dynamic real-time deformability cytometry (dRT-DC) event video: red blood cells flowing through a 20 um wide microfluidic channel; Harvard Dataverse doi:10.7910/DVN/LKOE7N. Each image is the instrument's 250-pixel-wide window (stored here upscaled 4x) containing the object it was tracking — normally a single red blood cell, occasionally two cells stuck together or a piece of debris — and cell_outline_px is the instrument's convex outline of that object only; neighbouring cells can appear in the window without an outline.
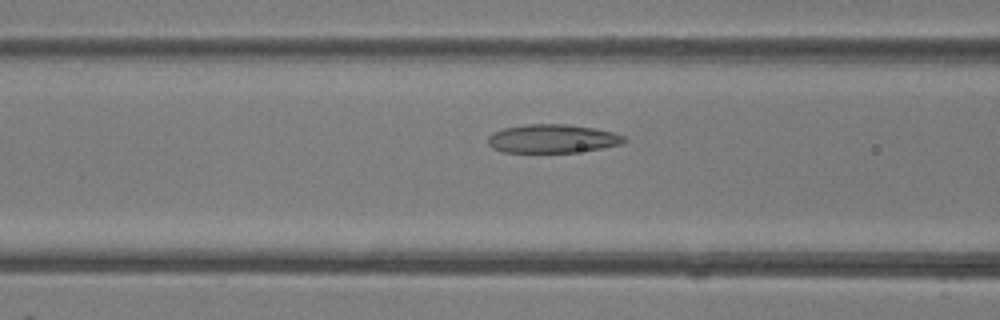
{"species": "common noctule bat (a hibernating species)", "species_latin": "Nyctalus noctula", "temperature_condition": "room temperature", "stored_images_in_passage": 40, "camera_frame_rate_fps": 3000, "um_per_image_px": 0.085, "animal": {"sex": "female"}, "frame": {"image": 1, "passage_image": 16, "time_ms": 5.0, "image_size_px": [1000, 320], "cell_outline_px": [[628, 140], [624, 144], [576, 152], [500, 152], [492, 148], [488, 144], [488, 136], [492, 132], [504, 128], [528, 124], [568, 124], [592, 128], [612, 132], [624, 136]], "centroid_in_image_um": [46.94, 11.79], "position_along_channel_um": 119.7, "area_um2": 22.72}}
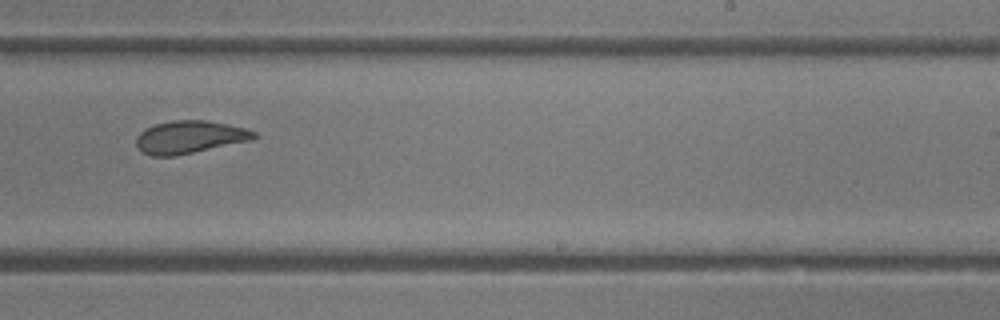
{"frame": {"image": 2, "passage_image": 25, "time_ms": 8.0, "image_size_px": [1000, 320], "cell_outline_px": [[260, 136], [252, 140], [176, 156], [152, 156], [144, 152], [136, 144], [136, 136], [144, 128], [156, 124], [172, 120], [204, 120], [228, 124], [244, 128], [256, 132]], "centroid_in_image_um": [16.14, 11.65], "position_along_channel_um": 272.9, "area_um2": 22.48}}
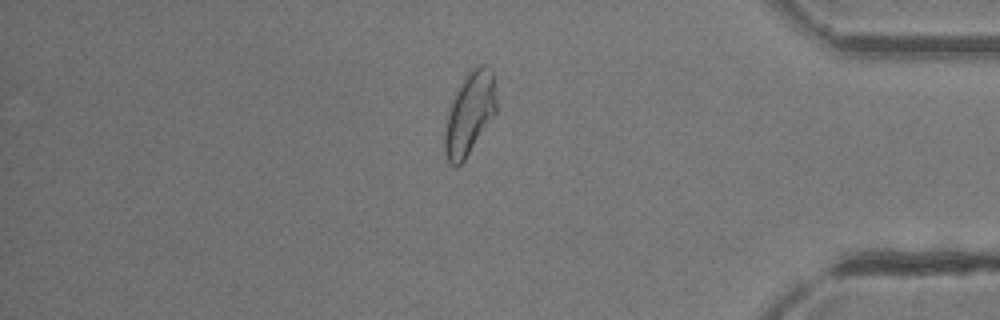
{"frame": {"image": 3, "passage_image": 34, "time_ms": 11.0, "image_size_px": [1000, 320], "cell_outline_px": [[496, 112], [464, 160], [456, 168], [448, 160], [444, 152], [444, 132], [448, 112], [456, 92], [468, 72], [472, 68], [480, 64], [484, 64], [492, 72], [496, 100]], "centroid_in_image_um": [39.9, 9.66], "position_along_channel_um": 395.3, "area_um2": 24.28}}